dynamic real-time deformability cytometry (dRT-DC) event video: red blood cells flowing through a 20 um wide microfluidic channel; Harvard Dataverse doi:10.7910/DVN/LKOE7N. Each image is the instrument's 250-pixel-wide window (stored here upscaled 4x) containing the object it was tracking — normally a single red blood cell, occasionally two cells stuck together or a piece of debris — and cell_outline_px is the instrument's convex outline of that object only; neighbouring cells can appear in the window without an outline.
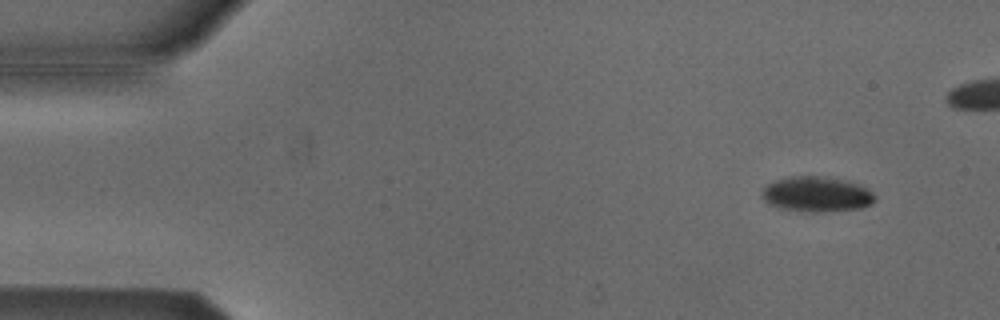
{"species": "Egyptian fruit bat (a non-hibernating species)", "species_latin": "Rousettus aegyptiacus", "temperature_condition": "cold", "stored_images_in_passage": 46, "camera_frame_rate_fps": 3000, "um_per_image_px": 0.085, "animal": {"sex": "male"}, "frame": {"image": 1, "passage_image": 3, "time_ms": 0.667, "image_size_px": [1000, 320], "cell_outline_px": [[876, 200], [872, 204], [860, 208], [784, 208], [768, 204], [760, 196], [760, 192], [768, 184], [776, 180], [792, 176], [824, 176], [848, 180], [868, 188], [876, 196]], "centroid_in_image_um": [69.43, 16.42], "position_along_channel_um": 15.6, "area_um2": 22.08}}
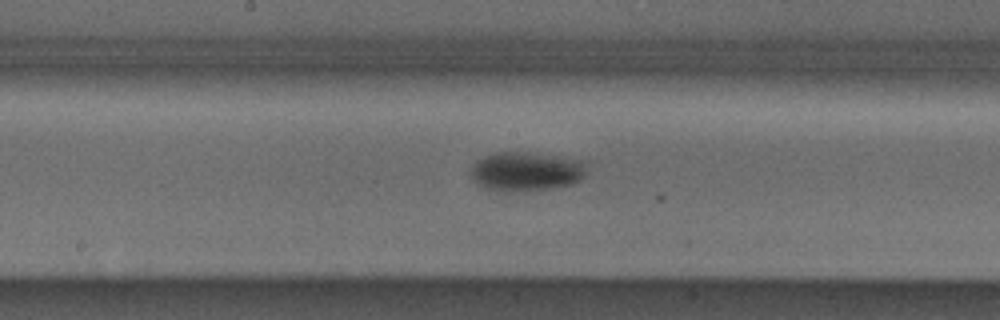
{"frame": {"image": 2, "passage_image": 26, "time_ms": 8.333, "image_size_px": [1000, 320], "cell_outline_px": [[588, 160], [584, 176], [580, 180], [572, 184], [552, 188], [504, 192], [484, 188], [472, 180], [472, 164], [476, 160], [484, 156], [496, 152], [528, 152]], "centroid_in_image_um": [44.74, 14.56], "position_along_channel_um": 203.5, "area_um2": 26.76}}
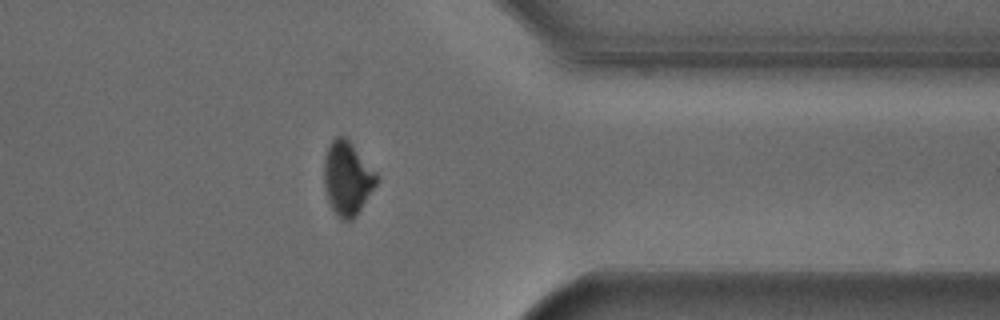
{"frame": {"image": 3, "passage_image": 41, "time_ms": 13.333, "image_size_px": [1000, 320], "cell_outline_px": [[380, 180], [356, 216], [352, 220], [340, 220], [336, 216], [328, 200], [324, 188], [324, 156], [328, 144], [336, 136], [344, 136], [352, 144], [380, 176]], "centroid_in_image_um": [29.53, 15.17], "position_along_channel_um": 381.9, "area_um2": 22.89}, "authors_computed_cell_mechanics": {"area_um2": 24.7095, "velocity_mm_per_s": 3.7953, "shape_relaxation_time_tau1_ms": 4.8334, "shape_relaxation_time_tau2_ms": null, "deformation_change_tau1": 0.0957, "deformation_change_tau2": null}}